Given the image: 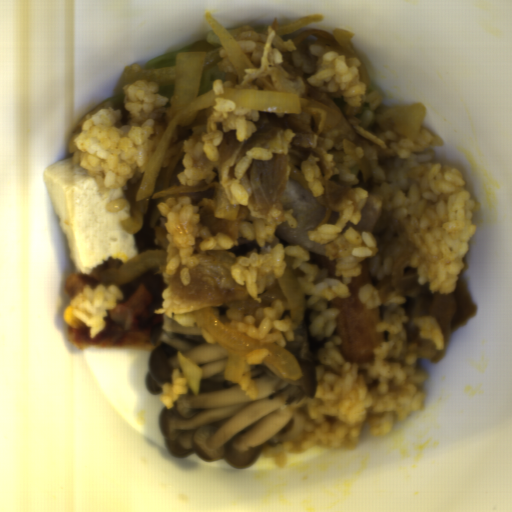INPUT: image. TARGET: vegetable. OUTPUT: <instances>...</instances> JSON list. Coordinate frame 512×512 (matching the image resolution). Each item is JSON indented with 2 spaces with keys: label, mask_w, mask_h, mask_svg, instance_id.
Segmentation results:
<instances>
[{
  "label": "vegetable",
  "mask_w": 512,
  "mask_h": 512,
  "mask_svg": "<svg viewBox=\"0 0 512 512\" xmlns=\"http://www.w3.org/2000/svg\"><path fill=\"white\" fill-rule=\"evenodd\" d=\"M225 72L222 68L217 66L204 68L202 71L201 84L198 95H204L210 90H213L214 84L213 81L217 79H224Z\"/></svg>",
  "instance_id": "1"
},
{
  "label": "vegetable",
  "mask_w": 512,
  "mask_h": 512,
  "mask_svg": "<svg viewBox=\"0 0 512 512\" xmlns=\"http://www.w3.org/2000/svg\"><path fill=\"white\" fill-rule=\"evenodd\" d=\"M177 52H194L192 47H186L183 49L175 50L172 52H168L161 56H158L154 59L149 60L143 67L149 68H165L172 66L176 62V54Z\"/></svg>",
  "instance_id": "2"
}]
</instances>
